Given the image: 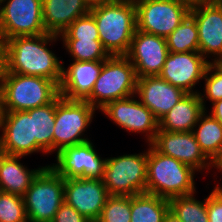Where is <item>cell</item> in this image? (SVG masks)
<instances>
[{"instance_id":"obj_18","label":"cell","mask_w":222,"mask_h":222,"mask_svg":"<svg viewBox=\"0 0 222 222\" xmlns=\"http://www.w3.org/2000/svg\"><path fill=\"white\" fill-rule=\"evenodd\" d=\"M0 131L4 154L25 157L36 152L32 118L27 111H0Z\"/></svg>"},{"instance_id":"obj_28","label":"cell","mask_w":222,"mask_h":222,"mask_svg":"<svg viewBox=\"0 0 222 222\" xmlns=\"http://www.w3.org/2000/svg\"><path fill=\"white\" fill-rule=\"evenodd\" d=\"M195 193L169 199L170 211L181 222H209L205 200L199 201Z\"/></svg>"},{"instance_id":"obj_20","label":"cell","mask_w":222,"mask_h":222,"mask_svg":"<svg viewBox=\"0 0 222 222\" xmlns=\"http://www.w3.org/2000/svg\"><path fill=\"white\" fill-rule=\"evenodd\" d=\"M104 61H76L63 66L59 94L69 100L85 101L91 94Z\"/></svg>"},{"instance_id":"obj_7","label":"cell","mask_w":222,"mask_h":222,"mask_svg":"<svg viewBox=\"0 0 222 222\" xmlns=\"http://www.w3.org/2000/svg\"><path fill=\"white\" fill-rule=\"evenodd\" d=\"M28 222H52L64 203V178L49 165L34 178L23 195Z\"/></svg>"},{"instance_id":"obj_27","label":"cell","mask_w":222,"mask_h":222,"mask_svg":"<svg viewBox=\"0 0 222 222\" xmlns=\"http://www.w3.org/2000/svg\"><path fill=\"white\" fill-rule=\"evenodd\" d=\"M169 52H199L198 28L189 13L175 30L166 37Z\"/></svg>"},{"instance_id":"obj_10","label":"cell","mask_w":222,"mask_h":222,"mask_svg":"<svg viewBox=\"0 0 222 222\" xmlns=\"http://www.w3.org/2000/svg\"><path fill=\"white\" fill-rule=\"evenodd\" d=\"M45 33L42 0H4L0 3L1 43L17 36H37Z\"/></svg>"},{"instance_id":"obj_15","label":"cell","mask_w":222,"mask_h":222,"mask_svg":"<svg viewBox=\"0 0 222 222\" xmlns=\"http://www.w3.org/2000/svg\"><path fill=\"white\" fill-rule=\"evenodd\" d=\"M166 38L135 30L126 57L136 71L137 78L159 76L168 55Z\"/></svg>"},{"instance_id":"obj_2","label":"cell","mask_w":222,"mask_h":222,"mask_svg":"<svg viewBox=\"0 0 222 222\" xmlns=\"http://www.w3.org/2000/svg\"><path fill=\"white\" fill-rule=\"evenodd\" d=\"M103 47L110 56H126L136 30L134 0H114L91 6Z\"/></svg>"},{"instance_id":"obj_23","label":"cell","mask_w":222,"mask_h":222,"mask_svg":"<svg viewBox=\"0 0 222 222\" xmlns=\"http://www.w3.org/2000/svg\"><path fill=\"white\" fill-rule=\"evenodd\" d=\"M23 156L4 154L0 159V191L23 196L44 168L29 170L20 162Z\"/></svg>"},{"instance_id":"obj_4","label":"cell","mask_w":222,"mask_h":222,"mask_svg":"<svg viewBox=\"0 0 222 222\" xmlns=\"http://www.w3.org/2000/svg\"><path fill=\"white\" fill-rule=\"evenodd\" d=\"M59 86L48 78L1 73L0 111H27L51 103Z\"/></svg>"},{"instance_id":"obj_14","label":"cell","mask_w":222,"mask_h":222,"mask_svg":"<svg viewBox=\"0 0 222 222\" xmlns=\"http://www.w3.org/2000/svg\"><path fill=\"white\" fill-rule=\"evenodd\" d=\"M109 196L101 179H64V202L90 222H96L99 218Z\"/></svg>"},{"instance_id":"obj_11","label":"cell","mask_w":222,"mask_h":222,"mask_svg":"<svg viewBox=\"0 0 222 222\" xmlns=\"http://www.w3.org/2000/svg\"><path fill=\"white\" fill-rule=\"evenodd\" d=\"M91 140L65 147L56 153L57 163L49 165L58 175L67 178L101 179L106 158L99 156Z\"/></svg>"},{"instance_id":"obj_19","label":"cell","mask_w":222,"mask_h":222,"mask_svg":"<svg viewBox=\"0 0 222 222\" xmlns=\"http://www.w3.org/2000/svg\"><path fill=\"white\" fill-rule=\"evenodd\" d=\"M186 94L184 90L173 86L160 76H147L137 79L135 97H139L138 100L154 114L158 121Z\"/></svg>"},{"instance_id":"obj_36","label":"cell","mask_w":222,"mask_h":222,"mask_svg":"<svg viewBox=\"0 0 222 222\" xmlns=\"http://www.w3.org/2000/svg\"><path fill=\"white\" fill-rule=\"evenodd\" d=\"M212 111L209 113L222 124V99L212 103Z\"/></svg>"},{"instance_id":"obj_12","label":"cell","mask_w":222,"mask_h":222,"mask_svg":"<svg viewBox=\"0 0 222 222\" xmlns=\"http://www.w3.org/2000/svg\"><path fill=\"white\" fill-rule=\"evenodd\" d=\"M190 14L198 28L199 52L205 59L213 55L211 62H222V1L194 2Z\"/></svg>"},{"instance_id":"obj_8","label":"cell","mask_w":222,"mask_h":222,"mask_svg":"<svg viewBox=\"0 0 222 222\" xmlns=\"http://www.w3.org/2000/svg\"><path fill=\"white\" fill-rule=\"evenodd\" d=\"M95 111L87 101L65 99L59 94L56 97L53 152L89 141L83 137V132L90 126Z\"/></svg>"},{"instance_id":"obj_38","label":"cell","mask_w":222,"mask_h":222,"mask_svg":"<svg viewBox=\"0 0 222 222\" xmlns=\"http://www.w3.org/2000/svg\"><path fill=\"white\" fill-rule=\"evenodd\" d=\"M213 189L212 192L222 201V185L217 184Z\"/></svg>"},{"instance_id":"obj_16","label":"cell","mask_w":222,"mask_h":222,"mask_svg":"<svg viewBox=\"0 0 222 222\" xmlns=\"http://www.w3.org/2000/svg\"><path fill=\"white\" fill-rule=\"evenodd\" d=\"M210 62L200 52H169L159 76L186 93H199L193 89L203 80Z\"/></svg>"},{"instance_id":"obj_30","label":"cell","mask_w":222,"mask_h":222,"mask_svg":"<svg viewBox=\"0 0 222 222\" xmlns=\"http://www.w3.org/2000/svg\"><path fill=\"white\" fill-rule=\"evenodd\" d=\"M131 196L110 195L96 222H130Z\"/></svg>"},{"instance_id":"obj_40","label":"cell","mask_w":222,"mask_h":222,"mask_svg":"<svg viewBox=\"0 0 222 222\" xmlns=\"http://www.w3.org/2000/svg\"><path fill=\"white\" fill-rule=\"evenodd\" d=\"M87 1L91 6H93V5H96V4H103V3L111 2V1H114V0H87Z\"/></svg>"},{"instance_id":"obj_42","label":"cell","mask_w":222,"mask_h":222,"mask_svg":"<svg viewBox=\"0 0 222 222\" xmlns=\"http://www.w3.org/2000/svg\"><path fill=\"white\" fill-rule=\"evenodd\" d=\"M3 155H4V151H3L2 143L0 140V159L2 158Z\"/></svg>"},{"instance_id":"obj_22","label":"cell","mask_w":222,"mask_h":222,"mask_svg":"<svg viewBox=\"0 0 222 222\" xmlns=\"http://www.w3.org/2000/svg\"><path fill=\"white\" fill-rule=\"evenodd\" d=\"M204 109L199 93H187L167 114L159 120V130L189 132L197 124Z\"/></svg>"},{"instance_id":"obj_5","label":"cell","mask_w":222,"mask_h":222,"mask_svg":"<svg viewBox=\"0 0 222 222\" xmlns=\"http://www.w3.org/2000/svg\"><path fill=\"white\" fill-rule=\"evenodd\" d=\"M137 75L126 56H110L103 63L90 96L85 100L100 110L107 103L135 95Z\"/></svg>"},{"instance_id":"obj_26","label":"cell","mask_w":222,"mask_h":222,"mask_svg":"<svg viewBox=\"0 0 222 222\" xmlns=\"http://www.w3.org/2000/svg\"><path fill=\"white\" fill-rule=\"evenodd\" d=\"M170 211L169 200L148 193L131 196L130 222H163Z\"/></svg>"},{"instance_id":"obj_37","label":"cell","mask_w":222,"mask_h":222,"mask_svg":"<svg viewBox=\"0 0 222 222\" xmlns=\"http://www.w3.org/2000/svg\"><path fill=\"white\" fill-rule=\"evenodd\" d=\"M163 222H181L171 211L165 216Z\"/></svg>"},{"instance_id":"obj_35","label":"cell","mask_w":222,"mask_h":222,"mask_svg":"<svg viewBox=\"0 0 222 222\" xmlns=\"http://www.w3.org/2000/svg\"><path fill=\"white\" fill-rule=\"evenodd\" d=\"M206 208L209 222H222V201L213 192L206 198Z\"/></svg>"},{"instance_id":"obj_17","label":"cell","mask_w":222,"mask_h":222,"mask_svg":"<svg viewBox=\"0 0 222 222\" xmlns=\"http://www.w3.org/2000/svg\"><path fill=\"white\" fill-rule=\"evenodd\" d=\"M151 145L158 152L173 157L199 172L213 168V163L200 149L192 131L167 132L158 130Z\"/></svg>"},{"instance_id":"obj_21","label":"cell","mask_w":222,"mask_h":222,"mask_svg":"<svg viewBox=\"0 0 222 222\" xmlns=\"http://www.w3.org/2000/svg\"><path fill=\"white\" fill-rule=\"evenodd\" d=\"M87 0H42V17L47 33L60 35L75 19L90 12Z\"/></svg>"},{"instance_id":"obj_3","label":"cell","mask_w":222,"mask_h":222,"mask_svg":"<svg viewBox=\"0 0 222 222\" xmlns=\"http://www.w3.org/2000/svg\"><path fill=\"white\" fill-rule=\"evenodd\" d=\"M148 148L146 193L165 199L196 192L192 167L158 152L151 144Z\"/></svg>"},{"instance_id":"obj_31","label":"cell","mask_w":222,"mask_h":222,"mask_svg":"<svg viewBox=\"0 0 222 222\" xmlns=\"http://www.w3.org/2000/svg\"><path fill=\"white\" fill-rule=\"evenodd\" d=\"M0 222H28L23 196L0 191Z\"/></svg>"},{"instance_id":"obj_13","label":"cell","mask_w":222,"mask_h":222,"mask_svg":"<svg viewBox=\"0 0 222 222\" xmlns=\"http://www.w3.org/2000/svg\"><path fill=\"white\" fill-rule=\"evenodd\" d=\"M135 95L107 103L100 109L116 125L126 131L146 133L148 145L155 139L159 121L154 114Z\"/></svg>"},{"instance_id":"obj_44","label":"cell","mask_w":222,"mask_h":222,"mask_svg":"<svg viewBox=\"0 0 222 222\" xmlns=\"http://www.w3.org/2000/svg\"><path fill=\"white\" fill-rule=\"evenodd\" d=\"M194 2H199V1H220V0H193Z\"/></svg>"},{"instance_id":"obj_34","label":"cell","mask_w":222,"mask_h":222,"mask_svg":"<svg viewBox=\"0 0 222 222\" xmlns=\"http://www.w3.org/2000/svg\"><path fill=\"white\" fill-rule=\"evenodd\" d=\"M52 222H90L65 202L60 206Z\"/></svg>"},{"instance_id":"obj_9","label":"cell","mask_w":222,"mask_h":222,"mask_svg":"<svg viewBox=\"0 0 222 222\" xmlns=\"http://www.w3.org/2000/svg\"><path fill=\"white\" fill-rule=\"evenodd\" d=\"M136 29L168 37L190 13L191 5L178 0H134Z\"/></svg>"},{"instance_id":"obj_25","label":"cell","mask_w":222,"mask_h":222,"mask_svg":"<svg viewBox=\"0 0 222 222\" xmlns=\"http://www.w3.org/2000/svg\"><path fill=\"white\" fill-rule=\"evenodd\" d=\"M192 133L204 155L214 163L222 155V124L204 112Z\"/></svg>"},{"instance_id":"obj_24","label":"cell","mask_w":222,"mask_h":222,"mask_svg":"<svg viewBox=\"0 0 222 222\" xmlns=\"http://www.w3.org/2000/svg\"><path fill=\"white\" fill-rule=\"evenodd\" d=\"M32 118L33 137L36 139V153L53 152V133L56 113V98L49 104L27 110Z\"/></svg>"},{"instance_id":"obj_41","label":"cell","mask_w":222,"mask_h":222,"mask_svg":"<svg viewBox=\"0 0 222 222\" xmlns=\"http://www.w3.org/2000/svg\"><path fill=\"white\" fill-rule=\"evenodd\" d=\"M2 69H3V47L0 41V77H1Z\"/></svg>"},{"instance_id":"obj_32","label":"cell","mask_w":222,"mask_h":222,"mask_svg":"<svg viewBox=\"0 0 222 222\" xmlns=\"http://www.w3.org/2000/svg\"><path fill=\"white\" fill-rule=\"evenodd\" d=\"M205 94L199 92L204 109L206 110L205 99L211 103L222 99V62H210L204 74Z\"/></svg>"},{"instance_id":"obj_6","label":"cell","mask_w":222,"mask_h":222,"mask_svg":"<svg viewBox=\"0 0 222 222\" xmlns=\"http://www.w3.org/2000/svg\"><path fill=\"white\" fill-rule=\"evenodd\" d=\"M148 150L106 158L101 181L109 195L134 196L146 193Z\"/></svg>"},{"instance_id":"obj_39","label":"cell","mask_w":222,"mask_h":222,"mask_svg":"<svg viewBox=\"0 0 222 222\" xmlns=\"http://www.w3.org/2000/svg\"><path fill=\"white\" fill-rule=\"evenodd\" d=\"M213 167L222 172V155L213 163Z\"/></svg>"},{"instance_id":"obj_1","label":"cell","mask_w":222,"mask_h":222,"mask_svg":"<svg viewBox=\"0 0 222 222\" xmlns=\"http://www.w3.org/2000/svg\"><path fill=\"white\" fill-rule=\"evenodd\" d=\"M59 38V35L45 33L17 36L4 41L1 73L48 78L60 86L64 62L47 47Z\"/></svg>"},{"instance_id":"obj_33","label":"cell","mask_w":222,"mask_h":222,"mask_svg":"<svg viewBox=\"0 0 222 222\" xmlns=\"http://www.w3.org/2000/svg\"><path fill=\"white\" fill-rule=\"evenodd\" d=\"M59 37H62L61 39H100L97 24L90 13L75 19Z\"/></svg>"},{"instance_id":"obj_43","label":"cell","mask_w":222,"mask_h":222,"mask_svg":"<svg viewBox=\"0 0 222 222\" xmlns=\"http://www.w3.org/2000/svg\"><path fill=\"white\" fill-rule=\"evenodd\" d=\"M178 1H182V2L190 4V5H192L194 3L193 0H178Z\"/></svg>"},{"instance_id":"obj_29","label":"cell","mask_w":222,"mask_h":222,"mask_svg":"<svg viewBox=\"0 0 222 222\" xmlns=\"http://www.w3.org/2000/svg\"><path fill=\"white\" fill-rule=\"evenodd\" d=\"M65 49L76 61H105L110 57L100 39H62Z\"/></svg>"}]
</instances>
